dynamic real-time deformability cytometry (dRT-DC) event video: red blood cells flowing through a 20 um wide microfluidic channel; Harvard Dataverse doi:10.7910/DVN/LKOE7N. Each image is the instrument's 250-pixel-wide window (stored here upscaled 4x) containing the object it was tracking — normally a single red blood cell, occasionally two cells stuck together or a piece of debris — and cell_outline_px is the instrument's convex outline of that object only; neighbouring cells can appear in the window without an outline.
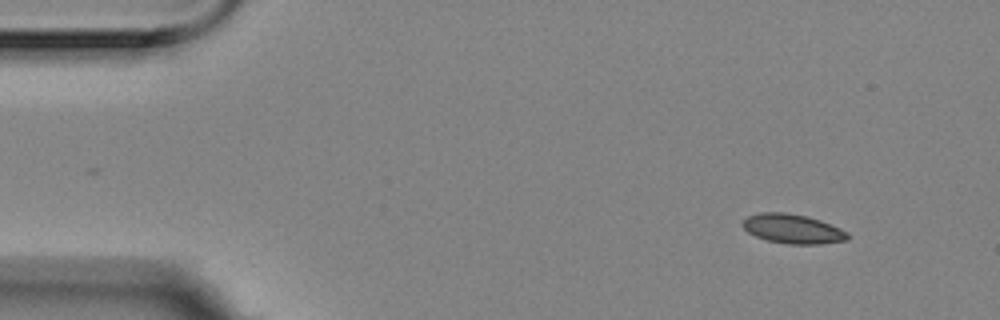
{"species": "Egyptian fruit bat (a non-hibernating species)", "species_latin": "Rousettus aegyptiacus", "temperature_condition": "room temperature", "stored_images_in_passage": 4, "camera_frame_rate_fps": 3000, "um_per_image_px": 0.085, "animal": {"sex": "female"}, "frame": {"image": 1, "passage_image": 1, "time_ms": 0.0, "image_size_px": [1000, 320], "cell_outline_px": [[848, 240], [820, 244], [788, 244], [768, 240], [756, 236], [748, 232], [740, 224], [748, 216], [760, 212], [784, 212], [808, 216], [820, 220], [840, 228], [848, 232]], "centroid_in_image_um": [67.38, 19.44], "position_along_channel_um": 17.6, "area_um2": 17.98}}